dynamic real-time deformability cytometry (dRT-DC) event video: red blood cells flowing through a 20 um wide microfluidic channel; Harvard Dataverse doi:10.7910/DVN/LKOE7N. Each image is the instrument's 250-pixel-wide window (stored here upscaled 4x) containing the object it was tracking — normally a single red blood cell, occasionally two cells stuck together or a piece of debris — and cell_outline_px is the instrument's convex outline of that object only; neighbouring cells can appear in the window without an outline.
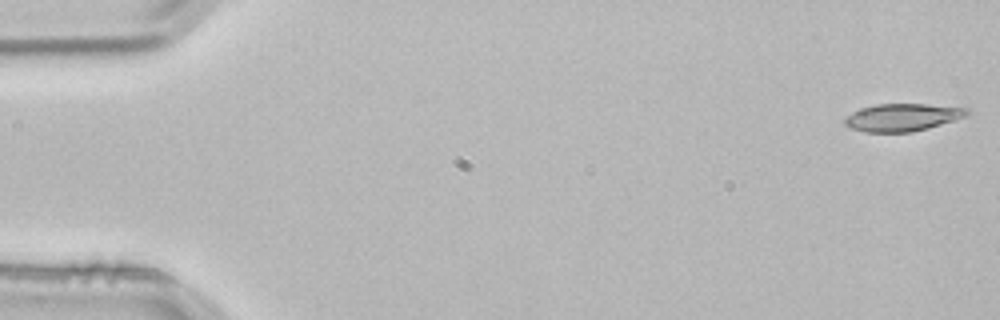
{"species": "common noctule bat (a hibernating species)", "species_latin": "Nyctalus noctula", "temperature_condition": "room temperature", "stored_images_in_passage": 4, "camera_frame_rate_fps": 3000, "um_per_image_px": 0.085, "animal": {"sex": "male", "body_mass_g": 21.5, "forearm_length_mm": 52.0}, "frame": {"image": 1, "passage_image": 1, "time_ms": 0.0, "image_size_px": [1000, 320], "cell_outline_px": [[972, 112], [968, 116], [956, 120], [928, 128], [912, 132], [864, 132], [852, 128], [844, 124], [844, 120], [852, 112], [876, 104], [924, 104], [968, 108]], "centroid_in_image_um": [76.77, 9.98], "position_along_channel_um": 8.2, "area_um2": 19.59}}
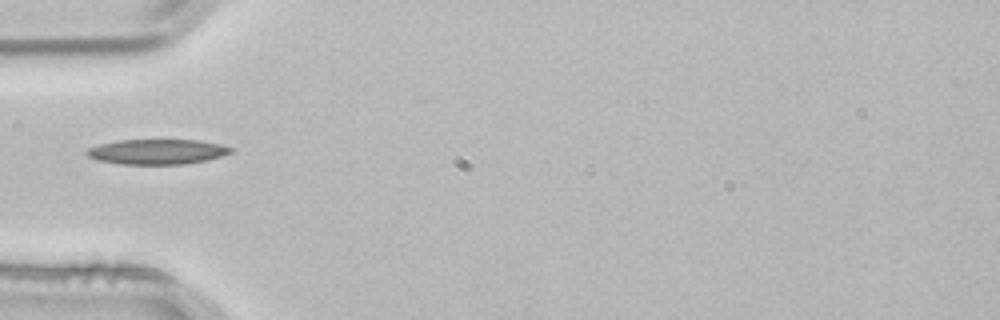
{"frame": {"image": 2, "passage_image": 4, "time_ms": 1.0, "image_size_px": [1000, 320], "cell_outline_px": [[236, 152], [208, 160], [184, 164], [120, 164], [96, 160], [88, 156], [84, 152], [88, 148], [100, 144], [116, 140], [200, 140], [220, 144], [232, 148]], "centroid_in_image_um": [13.38, 12.9], "position_along_channel_um": 71.6, "area_um2": 21.27}}